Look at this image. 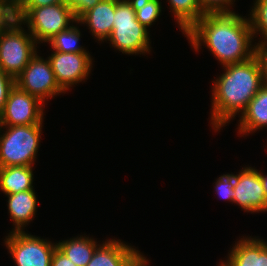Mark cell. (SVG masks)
I'll use <instances>...</instances> for the list:
<instances>
[{
	"label": "cell",
	"mask_w": 267,
	"mask_h": 266,
	"mask_svg": "<svg viewBox=\"0 0 267 266\" xmlns=\"http://www.w3.org/2000/svg\"><path fill=\"white\" fill-rule=\"evenodd\" d=\"M259 174H260V180L262 182L263 188L266 193V198H267V175H263V173H260V171H259Z\"/></svg>",
	"instance_id": "cell-32"
},
{
	"label": "cell",
	"mask_w": 267,
	"mask_h": 266,
	"mask_svg": "<svg viewBox=\"0 0 267 266\" xmlns=\"http://www.w3.org/2000/svg\"><path fill=\"white\" fill-rule=\"evenodd\" d=\"M126 244L120 239H108L96 248L86 266H130L141 252Z\"/></svg>",
	"instance_id": "cell-12"
},
{
	"label": "cell",
	"mask_w": 267,
	"mask_h": 266,
	"mask_svg": "<svg viewBox=\"0 0 267 266\" xmlns=\"http://www.w3.org/2000/svg\"><path fill=\"white\" fill-rule=\"evenodd\" d=\"M250 12V24L253 35H261L258 42L267 41V0H255Z\"/></svg>",
	"instance_id": "cell-22"
},
{
	"label": "cell",
	"mask_w": 267,
	"mask_h": 266,
	"mask_svg": "<svg viewBox=\"0 0 267 266\" xmlns=\"http://www.w3.org/2000/svg\"><path fill=\"white\" fill-rule=\"evenodd\" d=\"M113 29L107 41L123 54L151 52L149 31L137 19L136 12L127 0H115Z\"/></svg>",
	"instance_id": "cell-5"
},
{
	"label": "cell",
	"mask_w": 267,
	"mask_h": 266,
	"mask_svg": "<svg viewBox=\"0 0 267 266\" xmlns=\"http://www.w3.org/2000/svg\"><path fill=\"white\" fill-rule=\"evenodd\" d=\"M243 237L235 243L227 260L232 266H267V241Z\"/></svg>",
	"instance_id": "cell-14"
},
{
	"label": "cell",
	"mask_w": 267,
	"mask_h": 266,
	"mask_svg": "<svg viewBox=\"0 0 267 266\" xmlns=\"http://www.w3.org/2000/svg\"><path fill=\"white\" fill-rule=\"evenodd\" d=\"M17 266H51L57 244L23 232H10L4 239Z\"/></svg>",
	"instance_id": "cell-7"
},
{
	"label": "cell",
	"mask_w": 267,
	"mask_h": 266,
	"mask_svg": "<svg viewBox=\"0 0 267 266\" xmlns=\"http://www.w3.org/2000/svg\"><path fill=\"white\" fill-rule=\"evenodd\" d=\"M15 85L22 91L36 96L43 103L49 98L65 92L56 82L48 58L45 60L36 54L25 69L15 78Z\"/></svg>",
	"instance_id": "cell-8"
},
{
	"label": "cell",
	"mask_w": 267,
	"mask_h": 266,
	"mask_svg": "<svg viewBox=\"0 0 267 266\" xmlns=\"http://www.w3.org/2000/svg\"><path fill=\"white\" fill-rule=\"evenodd\" d=\"M15 19L24 25L27 24L28 31L38 44L47 43L56 34L69 29L73 23H77L72 10L65 4L15 7Z\"/></svg>",
	"instance_id": "cell-4"
},
{
	"label": "cell",
	"mask_w": 267,
	"mask_h": 266,
	"mask_svg": "<svg viewBox=\"0 0 267 266\" xmlns=\"http://www.w3.org/2000/svg\"><path fill=\"white\" fill-rule=\"evenodd\" d=\"M44 104L36 96L22 91L15 85L0 112V126L40 124L44 119Z\"/></svg>",
	"instance_id": "cell-9"
},
{
	"label": "cell",
	"mask_w": 267,
	"mask_h": 266,
	"mask_svg": "<svg viewBox=\"0 0 267 266\" xmlns=\"http://www.w3.org/2000/svg\"><path fill=\"white\" fill-rule=\"evenodd\" d=\"M79 27L72 25L69 29L59 32L47 43L51 44L53 51L63 53L88 52L79 45L81 32Z\"/></svg>",
	"instance_id": "cell-20"
},
{
	"label": "cell",
	"mask_w": 267,
	"mask_h": 266,
	"mask_svg": "<svg viewBox=\"0 0 267 266\" xmlns=\"http://www.w3.org/2000/svg\"><path fill=\"white\" fill-rule=\"evenodd\" d=\"M33 166L0 167V190L5 195L34 189Z\"/></svg>",
	"instance_id": "cell-17"
},
{
	"label": "cell",
	"mask_w": 267,
	"mask_h": 266,
	"mask_svg": "<svg viewBox=\"0 0 267 266\" xmlns=\"http://www.w3.org/2000/svg\"><path fill=\"white\" fill-rule=\"evenodd\" d=\"M219 266H232L230 262L225 260L224 262L221 261V264L219 263Z\"/></svg>",
	"instance_id": "cell-33"
},
{
	"label": "cell",
	"mask_w": 267,
	"mask_h": 266,
	"mask_svg": "<svg viewBox=\"0 0 267 266\" xmlns=\"http://www.w3.org/2000/svg\"><path fill=\"white\" fill-rule=\"evenodd\" d=\"M51 266H76V264L70 261V259L56 247L52 256Z\"/></svg>",
	"instance_id": "cell-30"
},
{
	"label": "cell",
	"mask_w": 267,
	"mask_h": 266,
	"mask_svg": "<svg viewBox=\"0 0 267 266\" xmlns=\"http://www.w3.org/2000/svg\"><path fill=\"white\" fill-rule=\"evenodd\" d=\"M101 1L102 0H64V4L72 10L75 18L78 19L82 14Z\"/></svg>",
	"instance_id": "cell-25"
},
{
	"label": "cell",
	"mask_w": 267,
	"mask_h": 266,
	"mask_svg": "<svg viewBox=\"0 0 267 266\" xmlns=\"http://www.w3.org/2000/svg\"><path fill=\"white\" fill-rule=\"evenodd\" d=\"M48 57L56 82L66 93L67 90L90 75L92 70V58L89 52L63 53L52 51Z\"/></svg>",
	"instance_id": "cell-10"
},
{
	"label": "cell",
	"mask_w": 267,
	"mask_h": 266,
	"mask_svg": "<svg viewBox=\"0 0 267 266\" xmlns=\"http://www.w3.org/2000/svg\"><path fill=\"white\" fill-rule=\"evenodd\" d=\"M136 12V19L148 29L161 15L160 0H127Z\"/></svg>",
	"instance_id": "cell-21"
},
{
	"label": "cell",
	"mask_w": 267,
	"mask_h": 266,
	"mask_svg": "<svg viewBox=\"0 0 267 266\" xmlns=\"http://www.w3.org/2000/svg\"><path fill=\"white\" fill-rule=\"evenodd\" d=\"M53 4H64V0H15V7H44Z\"/></svg>",
	"instance_id": "cell-29"
},
{
	"label": "cell",
	"mask_w": 267,
	"mask_h": 266,
	"mask_svg": "<svg viewBox=\"0 0 267 266\" xmlns=\"http://www.w3.org/2000/svg\"><path fill=\"white\" fill-rule=\"evenodd\" d=\"M15 19V1H0V33Z\"/></svg>",
	"instance_id": "cell-26"
},
{
	"label": "cell",
	"mask_w": 267,
	"mask_h": 266,
	"mask_svg": "<svg viewBox=\"0 0 267 266\" xmlns=\"http://www.w3.org/2000/svg\"><path fill=\"white\" fill-rule=\"evenodd\" d=\"M206 13L234 12L231 9L235 0H198Z\"/></svg>",
	"instance_id": "cell-24"
},
{
	"label": "cell",
	"mask_w": 267,
	"mask_h": 266,
	"mask_svg": "<svg viewBox=\"0 0 267 266\" xmlns=\"http://www.w3.org/2000/svg\"><path fill=\"white\" fill-rule=\"evenodd\" d=\"M15 86V79L0 69V112L3 110L10 90Z\"/></svg>",
	"instance_id": "cell-27"
},
{
	"label": "cell",
	"mask_w": 267,
	"mask_h": 266,
	"mask_svg": "<svg viewBox=\"0 0 267 266\" xmlns=\"http://www.w3.org/2000/svg\"><path fill=\"white\" fill-rule=\"evenodd\" d=\"M149 260L143 254H140L130 266H148Z\"/></svg>",
	"instance_id": "cell-31"
},
{
	"label": "cell",
	"mask_w": 267,
	"mask_h": 266,
	"mask_svg": "<svg viewBox=\"0 0 267 266\" xmlns=\"http://www.w3.org/2000/svg\"><path fill=\"white\" fill-rule=\"evenodd\" d=\"M21 25L19 20L14 19L0 33V69L14 79L38 53V43Z\"/></svg>",
	"instance_id": "cell-6"
},
{
	"label": "cell",
	"mask_w": 267,
	"mask_h": 266,
	"mask_svg": "<svg viewBox=\"0 0 267 266\" xmlns=\"http://www.w3.org/2000/svg\"><path fill=\"white\" fill-rule=\"evenodd\" d=\"M93 238L89 236H77L68 240L59 241L57 248L64 253L76 266H86L91 260L96 248L99 246Z\"/></svg>",
	"instance_id": "cell-18"
},
{
	"label": "cell",
	"mask_w": 267,
	"mask_h": 266,
	"mask_svg": "<svg viewBox=\"0 0 267 266\" xmlns=\"http://www.w3.org/2000/svg\"><path fill=\"white\" fill-rule=\"evenodd\" d=\"M115 0H102L77 19V24H86L94 38L106 41L113 29Z\"/></svg>",
	"instance_id": "cell-13"
},
{
	"label": "cell",
	"mask_w": 267,
	"mask_h": 266,
	"mask_svg": "<svg viewBox=\"0 0 267 266\" xmlns=\"http://www.w3.org/2000/svg\"><path fill=\"white\" fill-rule=\"evenodd\" d=\"M239 116L238 133L243 136L267 127V85H263Z\"/></svg>",
	"instance_id": "cell-16"
},
{
	"label": "cell",
	"mask_w": 267,
	"mask_h": 266,
	"mask_svg": "<svg viewBox=\"0 0 267 266\" xmlns=\"http://www.w3.org/2000/svg\"><path fill=\"white\" fill-rule=\"evenodd\" d=\"M238 173L235 175L233 203L239 205L245 212L267 211V198L259 171L246 166Z\"/></svg>",
	"instance_id": "cell-11"
},
{
	"label": "cell",
	"mask_w": 267,
	"mask_h": 266,
	"mask_svg": "<svg viewBox=\"0 0 267 266\" xmlns=\"http://www.w3.org/2000/svg\"><path fill=\"white\" fill-rule=\"evenodd\" d=\"M223 69L224 73L214 80L212 88L211 124L215 132L230 123L237 114H242L264 85L256 56Z\"/></svg>",
	"instance_id": "cell-2"
},
{
	"label": "cell",
	"mask_w": 267,
	"mask_h": 266,
	"mask_svg": "<svg viewBox=\"0 0 267 266\" xmlns=\"http://www.w3.org/2000/svg\"><path fill=\"white\" fill-rule=\"evenodd\" d=\"M170 9L182 31L185 34L206 12L198 0H167Z\"/></svg>",
	"instance_id": "cell-19"
},
{
	"label": "cell",
	"mask_w": 267,
	"mask_h": 266,
	"mask_svg": "<svg viewBox=\"0 0 267 266\" xmlns=\"http://www.w3.org/2000/svg\"><path fill=\"white\" fill-rule=\"evenodd\" d=\"M195 51L204 44L214 57L227 66L250 60L256 44L249 17L235 12L206 13L185 34Z\"/></svg>",
	"instance_id": "cell-1"
},
{
	"label": "cell",
	"mask_w": 267,
	"mask_h": 266,
	"mask_svg": "<svg viewBox=\"0 0 267 266\" xmlns=\"http://www.w3.org/2000/svg\"><path fill=\"white\" fill-rule=\"evenodd\" d=\"M235 174H224L217 178L214 189L220 198L233 203Z\"/></svg>",
	"instance_id": "cell-23"
},
{
	"label": "cell",
	"mask_w": 267,
	"mask_h": 266,
	"mask_svg": "<svg viewBox=\"0 0 267 266\" xmlns=\"http://www.w3.org/2000/svg\"><path fill=\"white\" fill-rule=\"evenodd\" d=\"M42 123L0 126V167L33 166L40 145Z\"/></svg>",
	"instance_id": "cell-3"
},
{
	"label": "cell",
	"mask_w": 267,
	"mask_h": 266,
	"mask_svg": "<svg viewBox=\"0 0 267 266\" xmlns=\"http://www.w3.org/2000/svg\"><path fill=\"white\" fill-rule=\"evenodd\" d=\"M8 197V213L13 221L14 229L11 232H23L30 221L34 219L37 209L35 190L23 191Z\"/></svg>",
	"instance_id": "cell-15"
},
{
	"label": "cell",
	"mask_w": 267,
	"mask_h": 266,
	"mask_svg": "<svg viewBox=\"0 0 267 266\" xmlns=\"http://www.w3.org/2000/svg\"><path fill=\"white\" fill-rule=\"evenodd\" d=\"M255 56L258 58V61L261 66L263 83L267 85V41L264 42H255Z\"/></svg>",
	"instance_id": "cell-28"
}]
</instances>
